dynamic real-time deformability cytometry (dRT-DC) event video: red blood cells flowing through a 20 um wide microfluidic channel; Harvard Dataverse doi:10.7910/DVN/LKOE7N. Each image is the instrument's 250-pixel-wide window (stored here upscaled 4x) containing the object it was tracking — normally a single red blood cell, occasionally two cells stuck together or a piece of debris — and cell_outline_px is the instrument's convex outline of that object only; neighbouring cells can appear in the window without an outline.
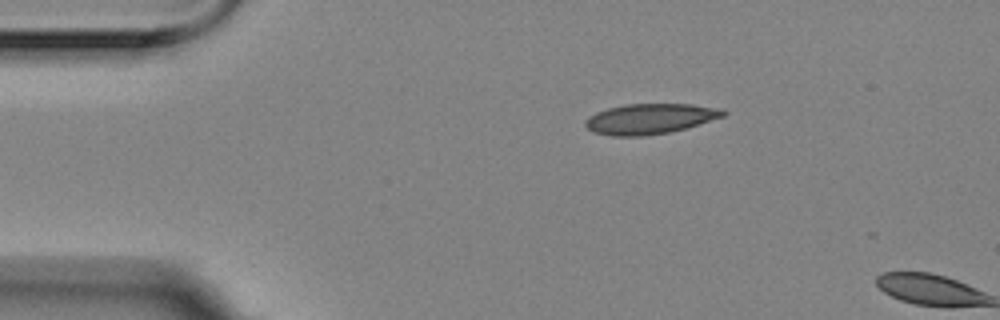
{"species": "Egyptian fruit bat (a non-hibernating species)", "species_latin": "Rousettus aegyptiacus", "temperature_condition": "room temperature", "stored_images_in_passage": 2, "camera_frame_rate_fps": 3000, "um_per_image_px": 0.085, "animal": {"sex": "female"}, "frame": {"image": 1, "passage_image": 1, "time_ms": 0.0, "image_size_px": [1000, 320], "cell_outline_px": [[728, 112], [724, 116], [684, 128], [668, 132], [640, 136], [612, 136], [592, 132], [584, 124], [584, 120], [588, 116], [596, 112], [608, 108], [624, 104], [692, 104], [724, 108]], "centroid_in_image_um": [55.23, 10.08], "position_along_channel_um": 29.8, "area_um2": 24.39}}